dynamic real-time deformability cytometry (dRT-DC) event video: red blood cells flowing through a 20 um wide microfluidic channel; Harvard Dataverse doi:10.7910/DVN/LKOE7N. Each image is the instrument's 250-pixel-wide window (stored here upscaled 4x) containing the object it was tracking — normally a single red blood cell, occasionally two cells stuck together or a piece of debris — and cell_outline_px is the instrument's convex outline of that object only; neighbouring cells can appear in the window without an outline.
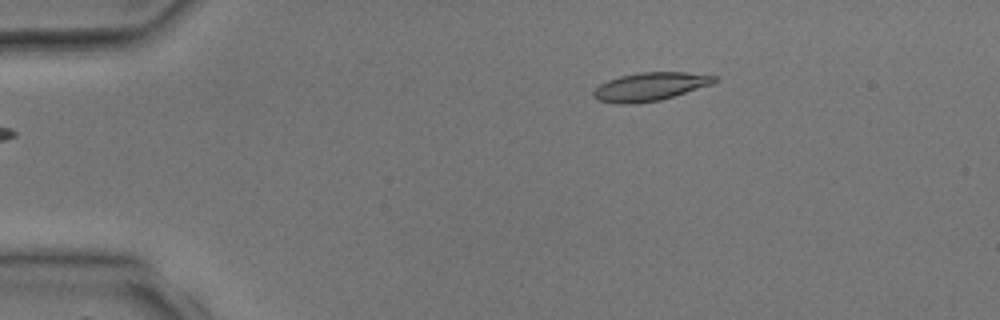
{"species": "common noctule bat (a hibernating species)", "species_latin": "Nyctalus noctula", "temperature_condition": "room temperature", "stored_images_in_passage": 4, "camera_frame_rate_fps": 3000, "um_per_image_px": 0.085, "animal": {"sex": "male", "body_mass_g": 17.9, "forearm_length_mm": 54.2}, "frame": {"image": 1, "passage_image": 4, "time_ms": 4.667, "image_size_px": [1000, 320], "cell_outline_px": [[720, 80], [712, 84], [660, 100], [632, 104], [620, 104], [596, 100], [592, 96], [592, 92], [600, 84], [608, 80], [620, 76], [640, 72], [688, 72], [716, 76]], "centroid_in_image_um": [55.24, 7.36], "position_along_channel_um": 29.8, "area_um2": 20.0}}